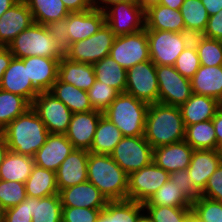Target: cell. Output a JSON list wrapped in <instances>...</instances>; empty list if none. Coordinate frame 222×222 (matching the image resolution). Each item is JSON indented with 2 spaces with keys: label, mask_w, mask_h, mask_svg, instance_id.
I'll return each mask as SVG.
<instances>
[{
  "label": "cell",
  "mask_w": 222,
  "mask_h": 222,
  "mask_svg": "<svg viewBox=\"0 0 222 222\" xmlns=\"http://www.w3.org/2000/svg\"><path fill=\"white\" fill-rule=\"evenodd\" d=\"M185 129L179 107L149 104L144 137L153 149L185 140Z\"/></svg>",
  "instance_id": "6da1fadb"
},
{
  "label": "cell",
  "mask_w": 222,
  "mask_h": 222,
  "mask_svg": "<svg viewBox=\"0 0 222 222\" xmlns=\"http://www.w3.org/2000/svg\"><path fill=\"white\" fill-rule=\"evenodd\" d=\"M9 151L33 157L50 134L37 113L29 108L1 132Z\"/></svg>",
  "instance_id": "7a4b0ae2"
},
{
  "label": "cell",
  "mask_w": 222,
  "mask_h": 222,
  "mask_svg": "<svg viewBox=\"0 0 222 222\" xmlns=\"http://www.w3.org/2000/svg\"><path fill=\"white\" fill-rule=\"evenodd\" d=\"M88 181L95 185L108 201L127 200L128 174L109 154L89 152Z\"/></svg>",
  "instance_id": "3957f363"
},
{
  "label": "cell",
  "mask_w": 222,
  "mask_h": 222,
  "mask_svg": "<svg viewBox=\"0 0 222 222\" xmlns=\"http://www.w3.org/2000/svg\"><path fill=\"white\" fill-rule=\"evenodd\" d=\"M148 106V103L123 92L103 115L119 128L123 136H144Z\"/></svg>",
  "instance_id": "277c9868"
},
{
  "label": "cell",
  "mask_w": 222,
  "mask_h": 222,
  "mask_svg": "<svg viewBox=\"0 0 222 222\" xmlns=\"http://www.w3.org/2000/svg\"><path fill=\"white\" fill-rule=\"evenodd\" d=\"M15 58L41 56L46 58L63 57L56 48L45 25L33 22L27 29L19 33L7 46Z\"/></svg>",
  "instance_id": "5b68a950"
},
{
  "label": "cell",
  "mask_w": 222,
  "mask_h": 222,
  "mask_svg": "<svg viewBox=\"0 0 222 222\" xmlns=\"http://www.w3.org/2000/svg\"><path fill=\"white\" fill-rule=\"evenodd\" d=\"M150 60L155 65L174 66L177 57L192 42L193 36L186 32L146 30Z\"/></svg>",
  "instance_id": "8992f818"
},
{
  "label": "cell",
  "mask_w": 222,
  "mask_h": 222,
  "mask_svg": "<svg viewBox=\"0 0 222 222\" xmlns=\"http://www.w3.org/2000/svg\"><path fill=\"white\" fill-rule=\"evenodd\" d=\"M110 156L129 175L153 161V147L144 136H123Z\"/></svg>",
  "instance_id": "52a82bcc"
},
{
  "label": "cell",
  "mask_w": 222,
  "mask_h": 222,
  "mask_svg": "<svg viewBox=\"0 0 222 222\" xmlns=\"http://www.w3.org/2000/svg\"><path fill=\"white\" fill-rule=\"evenodd\" d=\"M109 55L125 70L150 60L146 29L133 34L116 36Z\"/></svg>",
  "instance_id": "ba28073f"
},
{
  "label": "cell",
  "mask_w": 222,
  "mask_h": 222,
  "mask_svg": "<svg viewBox=\"0 0 222 222\" xmlns=\"http://www.w3.org/2000/svg\"><path fill=\"white\" fill-rule=\"evenodd\" d=\"M159 103L180 107L192 93L191 80L183 77L174 66L156 65Z\"/></svg>",
  "instance_id": "9c48e42d"
},
{
  "label": "cell",
  "mask_w": 222,
  "mask_h": 222,
  "mask_svg": "<svg viewBox=\"0 0 222 222\" xmlns=\"http://www.w3.org/2000/svg\"><path fill=\"white\" fill-rule=\"evenodd\" d=\"M125 92L148 104L159 102L156 65L151 60L138 63L127 70Z\"/></svg>",
  "instance_id": "30bf717a"
},
{
  "label": "cell",
  "mask_w": 222,
  "mask_h": 222,
  "mask_svg": "<svg viewBox=\"0 0 222 222\" xmlns=\"http://www.w3.org/2000/svg\"><path fill=\"white\" fill-rule=\"evenodd\" d=\"M170 178V173L153 161L128 175L127 199L144 204Z\"/></svg>",
  "instance_id": "8fae6325"
},
{
  "label": "cell",
  "mask_w": 222,
  "mask_h": 222,
  "mask_svg": "<svg viewBox=\"0 0 222 222\" xmlns=\"http://www.w3.org/2000/svg\"><path fill=\"white\" fill-rule=\"evenodd\" d=\"M104 12L106 24L115 36L133 34L145 29V10L136 1L113 3Z\"/></svg>",
  "instance_id": "7c38bea8"
},
{
  "label": "cell",
  "mask_w": 222,
  "mask_h": 222,
  "mask_svg": "<svg viewBox=\"0 0 222 222\" xmlns=\"http://www.w3.org/2000/svg\"><path fill=\"white\" fill-rule=\"evenodd\" d=\"M115 37L105 23L96 34L72 43L65 57L75 62L94 64L109 55Z\"/></svg>",
  "instance_id": "4fadbf2b"
},
{
  "label": "cell",
  "mask_w": 222,
  "mask_h": 222,
  "mask_svg": "<svg viewBox=\"0 0 222 222\" xmlns=\"http://www.w3.org/2000/svg\"><path fill=\"white\" fill-rule=\"evenodd\" d=\"M31 108L45 124L49 133H66L73 113L49 91L40 92L33 100Z\"/></svg>",
  "instance_id": "5bb4252c"
},
{
  "label": "cell",
  "mask_w": 222,
  "mask_h": 222,
  "mask_svg": "<svg viewBox=\"0 0 222 222\" xmlns=\"http://www.w3.org/2000/svg\"><path fill=\"white\" fill-rule=\"evenodd\" d=\"M102 114L96 110L72 114L65 136L75 149L90 150Z\"/></svg>",
  "instance_id": "9a60e30c"
},
{
  "label": "cell",
  "mask_w": 222,
  "mask_h": 222,
  "mask_svg": "<svg viewBox=\"0 0 222 222\" xmlns=\"http://www.w3.org/2000/svg\"><path fill=\"white\" fill-rule=\"evenodd\" d=\"M89 151L74 149L61 163L56 171V183L59 192L70 186L86 182L88 180L87 162Z\"/></svg>",
  "instance_id": "2e32d148"
},
{
  "label": "cell",
  "mask_w": 222,
  "mask_h": 222,
  "mask_svg": "<svg viewBox=\"0 0 222 222\" xmlns=\"http://www.w3.org/2000/svg\"><path fill=\"white\" fill-rule=\"evenodd\" d=\"M65 134H49L44 145L34 154L35 165L57 171L64 159L74 150Z\"/></svg>",
  "instance_id": "e0dca14e"
},
{
  "label": "cell",
  "mask_w": 222,
  "mask_h": 222,
  "mask_svg": "<svg viewBox=\"0 0 222 222\" xmlns=\"http://www.w3.org/2000/svg\"><path fill=\"white\" fill-rule=\"evenodd\" d=\"M105 23V12L96 7L82 12L69 13L67 32L70 45L96 34Z\"/></svg>",
  "instance_id": "ac0fdd59"
},
{
  "label": "cell",
  "mask_w": 222,
  "mask_h": 222,
  "mask_svg": "<svg viewBox=\"0 0 222 222\" xmlns=\"http://www.w3.org/2000/svg\"><path fill=\"white\" fill-rule=\"evenodd\" d=\"M30 9L24 0H19L0 17V46L8 44L33 23Z\"/></svg>",
  "instance_id": "d6986e66"
},
{
  "label": "cell",
  "mask_w": 222,
  "mask_h": 222,
  "mask_svg": "<svg viewBox=\"0 0 222 222\" xmlns=\"http://www.w3.org/2000/svg\"><path fill=\"white\" fill-rule=\"evenodd\" d=\"M1 90L24 97L30 104L40 93L28 79L27 66L22 59L13 57L5 70Z\"/></svg>",
  "instance_id": "ffe728a7"
},
{
  "label": "cell",
  "mask_w": 222,
  "mask_h": 222,
  "mask_svg": "<svg viewBox=\"0 0 222 222\" xmlns=\"http://www.w3.org/2000/svg\"><path fill=\"white\" fill-rule=\"evenodd\" d=\"M59 195L62 207L103 209L108 202L98 188L88 180L75 186L62 189Z\"/></svg>",
  "instance_id": "44dd1931"
},
{
  "label": "cell",
  "mask_w": 222,
  "mask_h": 222,
  "mask_svg": "<svg viewBox=\"0 0 222 222\" xmlns=\"http://www.w3.org/2000/svg\"><path fill=\"white\" fill-rule=\"evenodd\" d=\"M194 149L185 141H179L153 149V162L168 173L185 170L190 165Z\"/></svg>",
  "instance_id": "7402d4cb"
},
{
  "label": "cell",
  "mask_w": 222,
  "mask_h": 222,
  "mask_svg": "<svg viewBox=\"0 0 222 222\" xmlns=\"http://www.w3.org/2000/svg\"><path fill=\"white\" fill-rule=\"evenodd\" d=\"M27 66L28 79L39 92L49 91L58 79V58L32 56L22 58Z\"/></svg>",
  "instance_id": "603a6c76"
},
{
  "label": "cell",
  "mask_w": 222,
  "mask_h": 222,
  "mask_svg": "<svg viewBox=\"0 0 222 222\" xmlns=\"http://www.w3.org/2000/svg\"><path fill=\"white\" fill-rule=\"evenodd\" d=\"M220 164L221 154L217 149H199L193 151L187 170L194 186L200 192L204 190L209 177Z\"/></svg>",
  "instance_id": "cb8c5ba5"
},
{
  "label": "cell",
  "mask_w": 222,
  "mask_h": 222,
  "mask_svg": "<svg viewBox=\"0 0 222 222\" xmlns=\"http://www.w3.org/2000/svg\"><path fill=\"white\" fill-rule=\"evenodd\" d=\"M221 107L222 103L217 99L193 93L189 100L179 108L186 127L199 122L212 120Z\"/></svg>",
  "instance_id": "d4e9b609"
},
{
  "label": "cell",
  "mask_w": 222,
  "mask_h": 222,
  "mask_svg": "<svg viewBox=\"0 0 222 222\" xmlns=\"http://www.w3.org/2000/svg\"><path fill=\"white\" fill-rule=\"evenodd\" d=\"M58 78L84 91H88L96 81L93 64L71 61L66 57L59 60Z\"/></svg>",
  "instance_id": "484cf974"
},
{
  "label": "cell",
  "mask_w": 222,
  "mask_h": 222,
  "mask_svg": "<svg viewBox=\"0 0 222 222\" xmlns=\"http://www.w3.org/2000/svg\"><path fill=\"white\" fill-rule=\"evenodd\" d=\"M145 29L179 33L185 32V24L180 10L155 4L145 10Z\"/></svg>",
  "instance_id": "4316f807"
},
{
  "label": "cell",
  "mask_w": 222,
  "mask_h": 222,
  "mask_svg": "<svg viewBox=\"0 0 222 222\" xmlns=\"http://www.w3.org/2000/svg\"><path fill=\"white\" fill-rule=\"evenodd\" d=\"M190 80L192 93L210 96L222 103V65H201Z\"/></svg>",
  "instance_id": "83f0119b"
},
{
  "label": "cell",
  "mask_w": 222,
  "mask_h": 222,
  "mask_svg": "<svg viewBox=\"0 0 222 222\" xmlns=\"http://www.w3.org/2000/svg\"><path fill=\"white\" fill-rule=\"evenodd\" d=\"M143 212V204L133 200L108 201L96 222H137Z\"/></svg>",
  "instance_id": "f1b7e54d"
},
{
  "label": "cell",
  "mask_w": 222,
  "mask_h": 222,
  "mask_svg": "<svg viewBox=\"0 0 222 222\" xmlns=\"http://www.w3.org/2000/svg\"><path fill=\"white\" fill-rule=\"evenodd\" d=\"M49 92L67 106L72 113L93 110L87 91L78 89L72 84L62 82L59 78L52 85Z\"/></svg>",
  "instance_id": "f546056e"
},
{
  "label": "cell",
  "mask_w": 222,
  "mask_h": 222,
  "mask_svg": "<svg viewBox=\"0 0 222 222\" xmlns=\"http://www.w3.org/2000/svg\"><path fill=\"white\" fill-rule=\"evenodd\" d=\"M24 184L26 195L33 198H44L59 194L56 172L37 165L33 166L32 172Z\"/></svg>",
  "instance_id": "4dcf8cb0"
},
{
  "label": "cell",
  "mask_w": 222,
  "mask_h": 222,
  "mask_svg": "<svg viewBox=\"0 0 222 222\" xmlns=\"http://www.w3.org/2000/svg\"><path fill=\"white\" fill-rule=\"evenodd\" d=\"M34 165L33 157L8 151L0 165V180L25 183Z\"/></svg>",
  "instance_id": "1f68e13d"
},
{
  "label": "cell",
  "mask_w": 222,
  "mask_h": 222,
  "mask_svg": "<svg viewBox=\"0 0 222 222\" xmlns=\"http://www.w3.org/2000/svg\"><path fill=\"white\" fill-rule=\"evenodd\" d=\"M122 137L119 128L102 114L89 152L110 155Z\"/></svg>",
  "instance_id": "d6a6232c"
},
{
  "label": "cell",
  "mask_w": 222,
  "mask_h": 222,
  "mask_svg": "<svg viewBox=\"0 0 222 222\" xmlns=\"http://www.w3.org/2000/svg\"><path fill=\"white\" fill-rule=\"evenodd\" d=\"M96 81L111 86L120 93L125 92L127 70L119 65L110 55L93 64Z\"/></svg>",
  "instance_id": "836d02e7"
},
{
  "label": "cell",
  "mask_w": 222,
  "mask_h": 222,
  "mask_svg": "<svg viewBox=\"0 0 222 222\" xmlns=\"http://www.w3.org/2000/svg\"><path fill=\"white\" fill-rule=\"evenodd\" d=\"M30 202L32 222H62V203L59 194L44 198L26 196Z\"/></svg>",
  "instance_id": "e575fe53"
},
{
  "label": "cell",
  "mask_w": 222,
  "mask_h": 222,
  "mask_svg": "<svg viewBox=\"0 0 222 222\" xmlns=\"http://www.w3.org/2000/svg\"><path fill=\"white\" fill-rule=\"evenodd\" d=\"M35 23L46 25L69 15L62 0H24Z\"/></svg>",
  "instance_id": "d590c367"
},
{
  "label": "cell",
  "mask_w": 222,
  "mask_h": 222,
  "mask_svg": "<svg viewBox=\"0 0 222 222\" xmlns=\"http://www.w3.org/2000/svg\"><path fill=\"white\" fill-rule=\"evenodd\" d=\"M180 13L184 20L186 33L192 36L203 34L209 15L201 0H185L180 7Z\"/></svg>",
  "instance_id": "8d00e7d4"
},
{
  "label": "cell",
  "mask_w": 222,
  "mask_h": 222,
  "mask_svg": "<svg viewBox=\"0 0 222 222\" xmlns=\"http://www.w3.org/2000/svg\"><path fill=\"white\" fill-rule=\"evenodd\" d=\"M185 141L194 149H217L216 133L212 120L188 125Z\"/></svg>",
  "instance_id": "74e56055"
},
{
  "label": "cell",
  "mask_w": 222,
  "mask_h": 222,
  "mask_svg": "<svg viewBox=\"0 0 222 222\" xmlns=\"http://www.w3.org/2000/svg\"><path fill=\"white\" fill-rule=\"evenodd\" d=\"M29 108L31 104L24 97L0 89V132Z\"/></svg>",
  "instance_id": "f35d334b"
},
{
  "label": "cell",
  "mask_w": 222,
  "mask_h": 222,
  "mask_svg": "<svg viewBox=\"0 0 222 222\" xmlns=\"http://www.w3.org/2000/svg\"><path fill=\"white\" fill-rule=\"evenodd\" d=\"M143 205L168 207H192V203L170 179L153 194Z\"/></svg>",
  "instance_id": "ab89813d"
},
{
  "label": "cell",
  "mask_w": 222,
  "mask_h": 222,
  "mask_svg": "<svg viewBox=\"0 0 222 222\" xmlns=\"http://www.w3.org/2000/svg\"><path fill=\"white\" fill-rule=\"evenodd\" d=\"M192 42L196 46L197 54L202 66L222 65V41L204 37L193 36Z\"/></svg>",
  "instance_id": "60d3db41"
},
{
  "label": "cell",
  "mask_w": 222,
  "mask_h": 222,
  "mask_svg": "<svg viewBox=\"0 0 222 222\" xmlns=\"http://www.w3.org/2000/svg\"><path fill=\"white\" fill-rule=\"evenodd\" d=\"M152 222H187L193 214L192 207L143 205Z\"/></svg>",
  "instance_id": "b9f144b4"
},
{
  "label": "cell",
  "mask_w": 222,
  "mask_h": 222,
  "mask_svg": "<svg viewBox=\"0 0 222 222\" xmlns=\"http://www.w3.org/2000/svg\"><path fill=\"white\" fill-rule=\"evenodd\" d=\"M93 110L104 112L115 98L120 94L115 88L95 81L87 91Z\"/></svg>",
  "instance_id": "7bdbcfd3"
},
{
  "label": "cell",
  "mask_w": 222,
  "mask_h": 222,
  "mask_svg": "<svg viewBox=\"0 0 222 222\" xmlns=\"http://www.w3.org/2000/svg\"><path fill=\"white\" fill-rule=\"evenodd\" d=\"M26 196L24 183L0 180V205L4 210L18 205Z\"/></svg>",
  "instance_id": "ee69618b"
},
{
  "label": "cell",
  "mask_w": 222,
  "mask_h": 222,
  "mask_svg": "<svg viewBox=\"0 0 222 222\" xmlns=\"http://www.w3.org/2000/svg\"><path fill=\"white\" fill-rule=\"evenodd\" d=\"M192 212L201 222H222V203L200 196L192 203Z\"/></svg>",
  "instance_id": "f6af8a7d"
},
{
  "label": "cell",
  "mask_w": 222,
  "mask_h": 222,
  "mask_svg": "<svg viewBox=\"0 0 222 222\" xmlns=\"http://www.w3.org/2000/svg\"><path fill=\"white\" fill-rule=\"evenodd\" d=\"M201 66L196 46L191 42L177 57L174 67L183 76L191 79Z\"/></svg>",
  "instance_id": "bcb514c9"
},
{
  "label": "cell",
  "mask_w": 222,
  "mask_h": 222,
  "mask_svg": "<svg viewBox=\"0 0 222 222\" xmlns=\"http://www.w3.org/2000/svg\"><path fill=\"white\" fill-rule=\"evenodd\" d=\"M51 38L56 42L58 52L65 57L70 51V39L68 36V16L58 21H52L45 25Z\"/></svg>",
  "instance_id": "7dc6e473"
},
{
  "label": "cell",
  "mask_w": 222,
  "mask_h": 222,
  "mask_svg": "<svg viewBox=\"0 0 222 222\" xmlns=\"http://www.w3.org/2000/svg\"><path fill=\"white\" fill-rule=\"evenodd\" d=\"M169 179L176 183L178 189L191 203L201 196V192L194 186L192 179L189 177L187 169L171 172Z\"/></svg>",
  "instance_id": "c3c4849f"
},
{
  "label": "cell",
  "mask_w": 222,
  "mask_h": 222,
  "mask_svg": "<svg viewBox=\"0 0 222 222\" xmlns=\"http://www.w3.org/2000/svg\"><path fill=\"white\" fill-rule=\"evenodd\" d=\"M102 209L62 207V222H96Z\"/></svg>",
  "instance_id": "681fc988"
},
{
  "label": "cell",
  "mask_w": 222,
  "mask_h": 222,
  "mask_svg": "<svg viewBox=\"0 0 222 222\" xmlns=\"http://www.w3.org/2000/svg\"><path fill=\"white\" fill-rule=\"evenodd\" d=\"M201 196L222 203V163L209 177Z\"/></svg>",
  "instance_id": "f907efd6"
},
{
  "label": "cell",
  "mask_w": 222,
  "mask_h": 222,
  "mask_svg": "<svg viewBox=\"0 0 222 222\" xmlns=\"http://www.w3.org/2000/svg\"><path fill=\"white\" fill-rule=\"evenodd\" d=\"M4 222H32L30 202L25 199L18 205L6 209Z\"/></svg>",
  "instance_id": "816d5d0a"
},
{
  "label": "cell",
  "mask_w": 222,
  "mask_h": 222,
  "mask_svg": "<svg viewBox=\"0 0 222 222\" xmlns=\"http://www.w3.org/2000/svg\"><path fill=\"white\" fill-rule=\"evenodd\" d=\"M202 36L222 41V9L217 14L209 16Z\"/></svg>",
  "instance_id": "f5cc1de1"
},
{
  "label": "cell",
  "mask_w": 222,
  "mask_h": 222,
  "mask_svg": "<svg viewBox=\"0 0 222 222\" xmlns=\"http://www.w3.org/2000/svg\"><path fill=\"white\" fill-rule=\"evenodd\" d=\"M69 13L82 12L94 8L93 0H62Z\"/></svg>",
  "instance_id": "db71d44e"
},
{
  "label": "cell",
  "mask_w": 222,
  "mask_h": 222,
  "mask_svg": "<svg viewBox=\"0 0 222 222\" xmlns=\"http://www.w3.org/2000/svg\"><path fill=\"white\" fill-rule=\"evenodd\" d=\"M13 54L7 47L0 46V86L5 70L9 67V64L13 58Z\"/></svg>",
  "instance_id": "11a10c76"
},
{
  "label": "cell",
  "mask_w": 222,
  "mask_h": 222,
  "mask_svg": "<svg viewBox=\"0 0 222 222\" xmlns=\"http://www.w3.org/2000/svg\"><path fill=\"white\" fill-rule=\"evenodd\" d=\"M216 133L217 150L222 147V107L216 112L212 119Z\"/></svg>",
  "instance_id": "9f6ffc18"
},
{
  "label": "cell",
  "mask_w": 222,
  "mask_h": 222,
  "mask_svg": "<svg viewBox=\"0 0 222 222\" xmlns=\"http://www.w3.org/2000/svg\"><path fill=\"white\" fill-rule=\"evenodd\" d=\"M209 16L217 14L222 9V0H201Z\"/></svg>",
  "instance_id": "6f0895ef"
},
{
  "label": "cell",
  "mask_w": 222,
  "mask_h": 222,
  "mask_svg": "<svg viewBox=\"0 0 222 222\" xmlns=\"http://www.w3.org/2000/svg\"><path fill=\"white\" fill-rule=\"evenodd\" d=\"M136 0H93L94 7L102 9L103 11L113 3H120V2H132Z\"/></svg>",
  "instance_id": "680465c9"
},
{
  "label": "cell",
  "mask_w": 222,
  "mask_h": 222,
  "mask_svg": "<svg viewBox=\"0 0 222 222\" xmlns=\"http://www.w3.org/2000/svg\"><path fill=\"white\" fill-rule=\"evenodd\" d=\"M184 1L185 0H161L159 4L174 10H180Z\"/></svg>",
  "instance_id": "91938a15"
},
{
  "label": "cell",
  "mask_w": 222,
  "mask_h": 222,
  "mask_svg": "<svg viewBox=\"0 0 222 222\" xmlns=\"http://www.w3.org/2000/svg\"><path fill=\"white\" fill-rule=\"evenodd\" d=\"M9 151L8 145L6 144L5 138L0 133V165L5 159V156L7 155Z\"/></svg>",
  "instance_id": "94428289"
},
{
  "label": "cell",
  "mask_w": 222,
  "mask_h": 222,
  "mask_svg": "<svg viewBox=\"0 0 222 222\" xmlns=\"http://www.w3.org/2000/svg\"><path fill=\"white\" fill-rule=\"evenodd\" d=\"M19 0H0V17Z\"/></svg>",
  "instance_id": "6125c7cd"
},
{
  "label": "cell",
  "mask_w": 222,
  "mask_h": 222,
  "mask_svg": "<svg viewBox=\"0 0 222 222\" xmlns=\"http://www.w3.org/2000/svg\"><path fill=\"white\" fill-rule=\"evenodd\" d=\"M161 0H136V3L143 8L144 10H146L148 7L155 5V4H159Z\"/></svg>",
  "instance_id": "be15d7a7"
},
{
  "label": "cell",
  "mask_w": 222,
  "mask_h": 222,
  "mask_svg": "<svg viewBox=\"0 0 222 222\" xmlns=\"http://www.w3.org/2000/svg\"><path fill=\"white\" fill-rule=\"evenodd\" d=\"M137 222H152L149 215L144 211L138 218Z\"/></svg>",
  "instance_id": "e7e4bbea"
},
{
  "label": "cell",
  "mask_w": 222,
  "mask_h": 222,
  "mask_svg": "<svg viewBox=\"0 0 222 222\" xmlns=\"http://www.w3.org/2000/svg\"><path fill=\"white\" fill-rule=\"evenodd\" d=\"M187 222H201L195 215H191Z\"/></svg>",
  "instance_id": "03108f58"
},
{
  "label": "cell",
  "mask_w": 222,
  "mask_h": 222,
  "mask_svg": "<svg viewBox=\"0 0 222 222\" xmlns=\"http://www.w3.org/2000/svg\"><path fill=\"white\" fill-rule=\"evenodd\" d=\"M4 213L5 210L0 205V222H4Z\"/></svg>",
  "instance_id": "003e7915"
},
{
  "label": "cell",
  "mask_w": 222,
  "mask_h": 222,
  "mask_svg": "<svg viewBox=\"0 0 222 222\" xmlns=\"http://www.w3.org/2000/svg\"><path fill=\"white\" fill-rule=\"evenodd\" d=\"M220 154H221V163H222V147L219 148Z\"/></svg>",
  "instance_id": "a7ac6f4b"
}]
</instances>
